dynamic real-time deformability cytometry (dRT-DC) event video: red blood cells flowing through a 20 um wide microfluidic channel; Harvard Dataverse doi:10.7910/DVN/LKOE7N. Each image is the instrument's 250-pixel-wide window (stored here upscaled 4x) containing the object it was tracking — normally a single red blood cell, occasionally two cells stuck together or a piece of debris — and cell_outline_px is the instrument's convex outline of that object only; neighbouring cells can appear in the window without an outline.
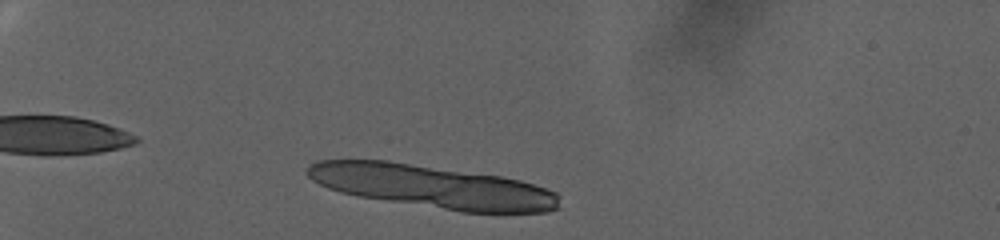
{"species": "human", "species_latin": "Homo sapiens", "temperature_condition": "warm", "stored_images_in_passage": 14, "camera_frame_rate_fps": 3000, "um_per_image_px": 0.085, "donor": {"sex": "female"}, "frame": {"image": 1, "passage_image": 4, "time_ms": 1.0, "image_size_px": [1000, 240], "cell_outline_px": [[560, 208], [548, 212], [460, 212], [356, 196], [340, 192], [328, 188], [312, 180], [308, 176], [308, 168], [316, 160], [388, 160], [500, 176], [520, 180], [556, 192], [560, 196]], "centroid_in_image_um": [36.77, 15.86], "position_along_channel_um": 48.2, "area_um2": 63.23}}